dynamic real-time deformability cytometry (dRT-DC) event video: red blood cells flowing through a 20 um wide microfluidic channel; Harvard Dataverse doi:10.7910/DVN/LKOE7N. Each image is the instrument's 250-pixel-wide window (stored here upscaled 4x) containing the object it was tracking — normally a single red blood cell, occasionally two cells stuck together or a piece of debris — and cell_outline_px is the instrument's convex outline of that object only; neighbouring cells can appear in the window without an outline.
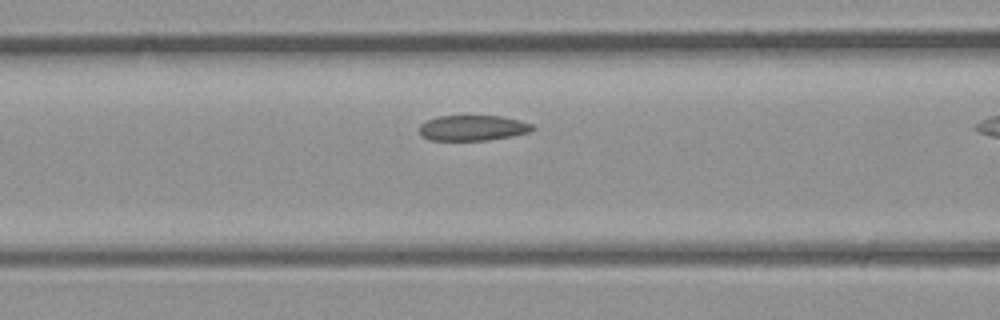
{"species": "common noctule bat (a hibernating species)", "species_latin": "Nyctalus noctula", "temperature_condition": "room temperature", "stored_images_in_passage": 12, "camera_frame_rate_fps": 3000, "um_per_image_px": 0.085, "animal": {"sex": "male", "body_mass_g": 23.1, "forearm_length_mm": 52.7}, "frame": {"image": 1, "passage_image": 9, "time_ms": 2.667, "image_size_px": [1000, 320], "cell_outline_px": [[536, 128], [528, 132], [512, 136], [488, 140], [432, 140], [424, 136], [420, 132], [420, 124], [428, 120], [440, 116], [500, 116], [520, 120], [532, 124]], "centroid_in_image_um": [40.22, 10.87], "position_along_channel_um": 126.4, "area_um2": 16.59}}